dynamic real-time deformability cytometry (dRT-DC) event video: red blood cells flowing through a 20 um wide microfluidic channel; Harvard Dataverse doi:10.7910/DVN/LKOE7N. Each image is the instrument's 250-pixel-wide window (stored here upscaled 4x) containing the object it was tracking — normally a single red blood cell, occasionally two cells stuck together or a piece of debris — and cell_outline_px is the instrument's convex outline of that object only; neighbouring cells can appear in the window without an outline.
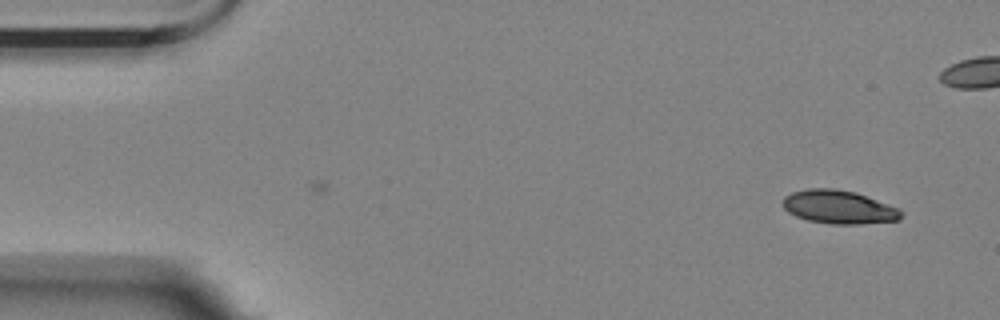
{"species": "Egyptian fruit bat (a non-hibernating species)", "species_latin": "Rousettus aegyptiacus", "temperature_condition": "room temperature", "stored_images_in_passage": 45, "camera_frame_rate_fps": 3000, "um_per_image_px": 0.085, "animal": {"sex": "female"}, "frame": {"image": 1, "passage_image": 1, "time_ms": 0.0, "image_size_px": [1000, 320], "cell_outline_px": [[904, 212], [900, 220], [860, 224], [832, 224], [808, 220], [796, 216], [788, 212], [780, 204], [784, 196], [792, 192], [808, 188], [832, 188], [856, 192], [900, 208]], "centroid_in_image_um": [71.31, 17.59], "position_along_channel_um": 13.7, "area_um2": 23.35}}
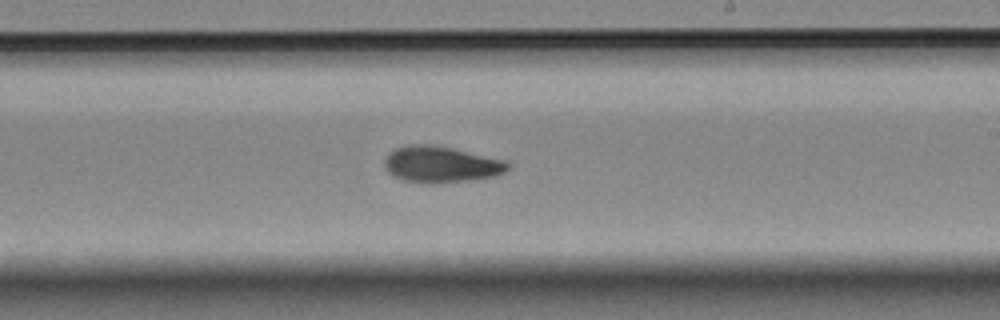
{"frame": {"image": 2, "passage_image": 30, "time_ms": 9.667, "image_size_px": [1000, 320], "cell_outline_px": [[508, 168], [504, 172], [496, 176], [472, 180], [428, 184], [400, 180], [392, 176], [384, 168], [384, 160], [396, 148], [408, 144], [432, 144], [452, 148], [504, 160], [508, 164]], "centroid_in_image_um": [37.44, 13.99], "position_along_channel_um": 251.6, "area_um2": 26.13}}
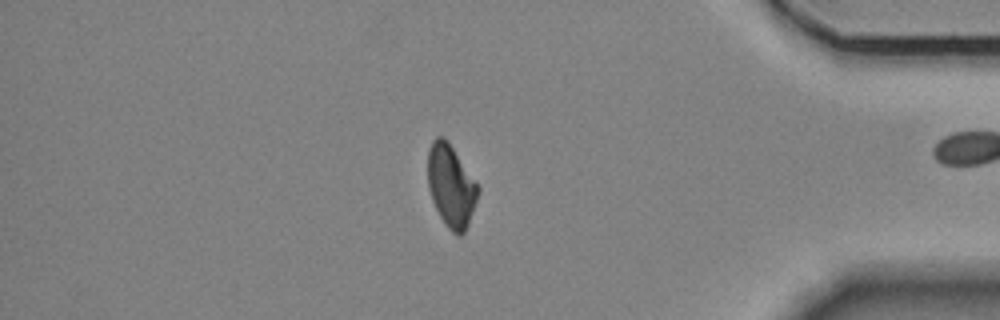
{"frame": {"image": 3, "passage_image": 45, "time_ms": 14.667, "image_size_px": [1000, 320], "cell_outline_px": [[480, 192], [468, 224], [464, 232], [460, 236], [456, 236], [444, 224], [432, 200], [428, 188], [428, 148], [432, 140], [436, 136], [444, 136], [448, 140], [480, 188]], "centroid_in_image_um": [38.33, 15.79], "position_along_channel_um": 396.9, "area_um2": 24.22}, "authors_computed_cell_mechanics": {"area_um2": 24.7962, "velocity_mm_per_s": 3.5417, "shape_relaxation_time_tau1_ms": 4.1269, "shape_relaxation_time_tau2_ms": 4.3046, "deformation_change_tau1": 0.1421, "deformation_change_tau2": 0.0739}}